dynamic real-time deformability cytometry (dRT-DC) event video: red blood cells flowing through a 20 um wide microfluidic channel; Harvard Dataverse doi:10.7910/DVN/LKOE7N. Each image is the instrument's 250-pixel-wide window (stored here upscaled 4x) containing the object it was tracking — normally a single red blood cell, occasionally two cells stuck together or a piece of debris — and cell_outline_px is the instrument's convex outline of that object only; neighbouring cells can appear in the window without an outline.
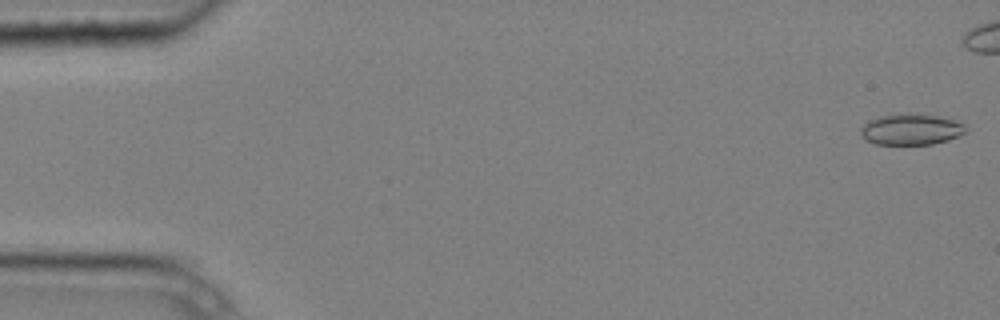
{"species": "common noctule bat (a hibernating species)", "species_latin": "Nyctalus noctula", "temperature_condition": "cold", "stored_images_in_passage": 4, "camera_frame_rate_fps": 3000, "um_per_image_px": 0.085, "animal": {"sex": "male", "body_mass_g": 20.4}, "frame": {"image": 1, "passage_image": 1, "time_ms": 0.0, "image_size_px": [1000, 320], "cell_outline_px": [[968, 128], [960, 136], [948, 140], [932, 144], [876, 144], [860, 136], [860, 128], [868, 120], [880, 116], [936, 116], [952, 120], [964, 124]], "centroid_in_image_um": [77.43, 11.04], "position_along_channel_um": 7.6, "area_um2": 18.26}}